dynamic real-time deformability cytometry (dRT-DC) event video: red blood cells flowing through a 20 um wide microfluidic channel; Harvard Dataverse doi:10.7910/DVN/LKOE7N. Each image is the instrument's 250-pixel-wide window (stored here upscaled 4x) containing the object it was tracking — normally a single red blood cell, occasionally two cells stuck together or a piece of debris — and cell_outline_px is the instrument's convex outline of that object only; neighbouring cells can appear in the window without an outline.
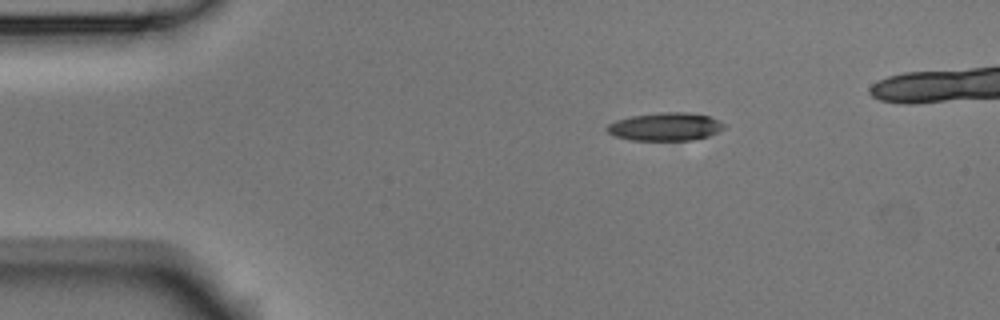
{"species": "Egyptian fruit bat (a non-hibernating species)", "species_latin": "Rousettus aegyptiacus", "temperature_condition": "room temperature", "stored_images_in_passage": 3, "camera_frame_rate_fps": 3000, "um_per_image_px": 0.085, "animal": {"sex": "male"}, "frame": {"image": 1, "passage_image": 1, "time_ms": 0.0, "image_size_px": [1000, 320], "cell_outline_px": [[724, 128], [708, 136], [688, 140], [632, 140], [616, 136], [608, 132], [604, 128], [608, 124], [616, 120], [632, 116], [660, 112], [684, 112], [712, 116], [720, 120], [724, 124]], "centroid_in_image_um": [56.55, 10.76], "position_along_channel_um": 28.4, "area_um2": 19.07}}